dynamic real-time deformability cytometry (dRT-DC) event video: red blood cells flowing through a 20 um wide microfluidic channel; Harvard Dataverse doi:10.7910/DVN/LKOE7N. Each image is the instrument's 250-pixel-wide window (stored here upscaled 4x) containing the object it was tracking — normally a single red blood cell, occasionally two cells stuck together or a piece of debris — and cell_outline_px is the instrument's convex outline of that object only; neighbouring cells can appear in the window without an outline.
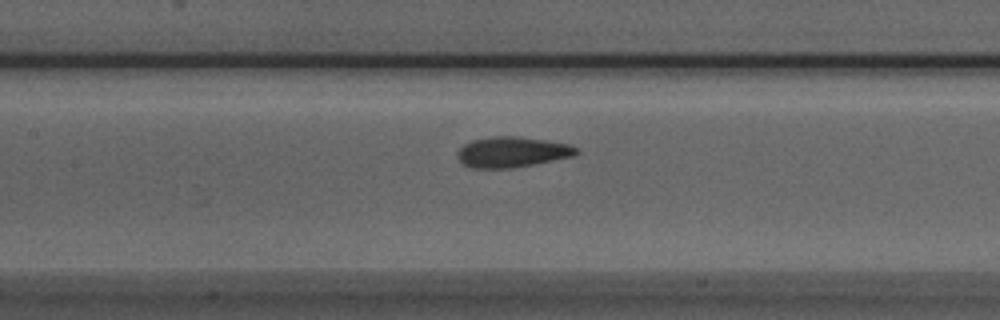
{"species": "Egyptian fruit bat (a non-hibernating species)", "species_latin": "Rousettus aegyptiacus", "temperature_condition": "room temperature", "stored_images_in_passage": 36, "camera_frame_rate_fps": 3000, "um_per_image_px": 0.085, "animal": {"sex": "male"}, "frame": {"image": 1, "passage_image": 11, "time_ms": 3.333, "image_size_px": [1000, 320], "cell_outline_px": [[580, 152], [572, 156], [512, 168], [472, 168], [464, 164], [456, 156], [456, 152], [464, 144], [472, 140], [492, 136], [520, 136], [568, 144], [576, 148]], "centroid_in_image_um": [43.48, 12.91], "position_along_channel_um": 163.9, "area_um2": 20.98}}
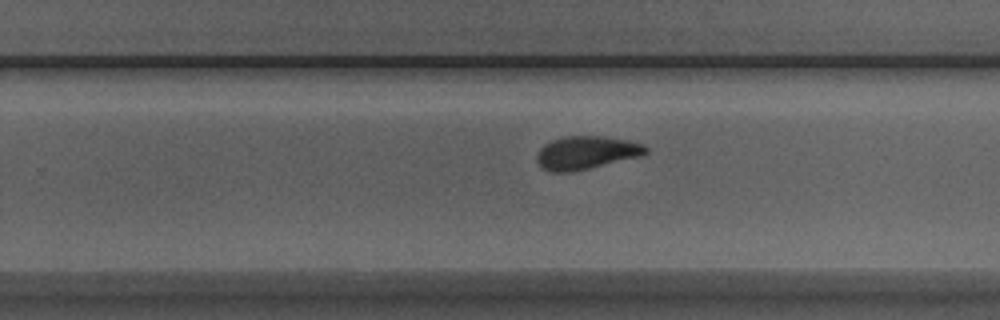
{"frame": {"image": 2, "passage_image": 20, "time_ms": 6.333, "image_size_px": [1000, 320], "cell_outline_px": [[648, 152], [640, 156], [572, 172], [552, 172], [544, 168], [536, 160], [536, 156], [540, 148], [544, 144], [552, 140], [564, 136], [604, 136], [628, 140], [644, 144], [648, 148]], "centroid_in_image_um": [49.84, 12.96], "position_along_channel_um": 280.0, "area_um2": 20.98}}
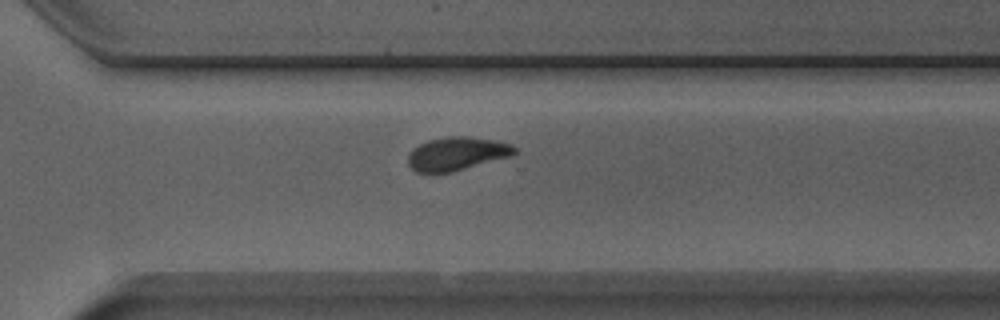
{"frame": {"image": 3, "passage_image": 24, "time_ms": 7.667, "image_size_px": [1000, 320], "cell_outline_px": [[516, 152], [512, 156], [452, 172], [416, 172], [408, 164], [408, 156], [412, 148], [428, 140], [448, 136], [468, 136], [496, 140], [512, 144], [516, 148]], "centroid_in_image_um": [38.85, 13.05], "position_along_channel_um": 331.7, "area_um2": 20.81}}